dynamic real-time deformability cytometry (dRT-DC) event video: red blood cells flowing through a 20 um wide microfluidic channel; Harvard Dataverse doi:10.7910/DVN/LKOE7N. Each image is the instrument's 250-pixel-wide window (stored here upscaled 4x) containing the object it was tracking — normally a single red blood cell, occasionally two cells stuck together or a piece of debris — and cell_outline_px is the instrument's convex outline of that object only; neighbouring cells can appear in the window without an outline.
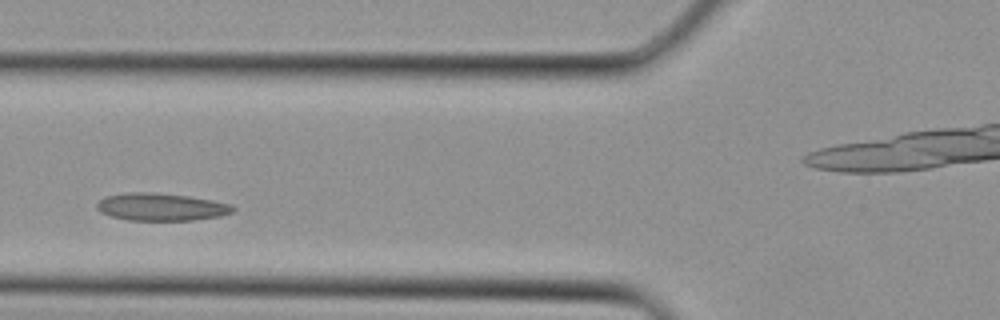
{"species": "Egyptian fruit bat (a non-hibernating species)", "species_latin": "Rousettus aegyptiacus", "temperature_condition": "cold", "stored_images_in_passage": 3, "camera_frame_rate_fps": 3000, "um_per_image_px": 0.085, "animal": {"sex": "female"}, "frame": {"image": 1, "passage_image": 2, "time_ms": 0.333, "image_size_px": [1000, 320], "cell_outline_px": [[236, 208], [232, 212], [220, 216], [192, 220], [128, 220], [112, 216], [100, 212], [96, 208], [96, 204], [104, 196], [124, 192], [152, 192], [188, 196], [212, 200], [232, 204]], "centroid_in_image_um": [13.68, 17.58], "position_along_channel_um": 112.1, "area_um2": 21.91}}